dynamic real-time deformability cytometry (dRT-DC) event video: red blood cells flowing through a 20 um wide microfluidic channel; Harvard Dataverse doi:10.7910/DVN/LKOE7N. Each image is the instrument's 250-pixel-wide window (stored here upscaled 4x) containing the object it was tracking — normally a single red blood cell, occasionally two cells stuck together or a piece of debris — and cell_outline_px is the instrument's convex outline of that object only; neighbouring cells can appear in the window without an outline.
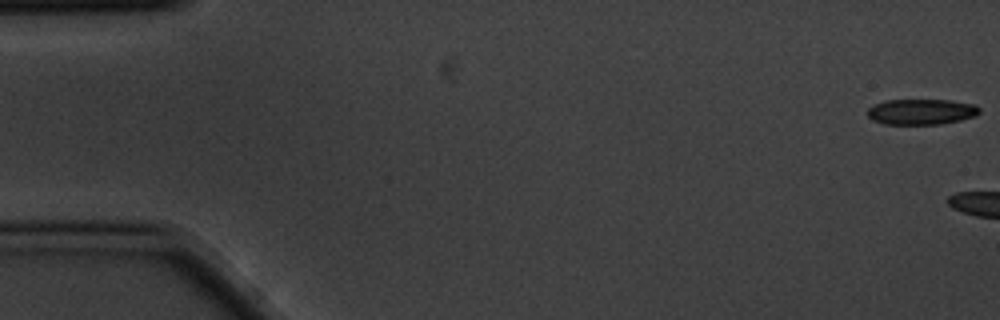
{"species": "common noctule bat (a hibernating species)", "species_latin": "Nyctalus noctula", "temperature_condition": "cold", "stored_images_in_passage": 5, "camera_frame_rate_fps": 3000, "um_per_image_px": 0.085, "animal": {"sex": "male", "body_mass_g": 20.1, "forearm_length_mm": 53.5}, "frame": {"image": 1, "passage_image": 1, "time_ms": 0.0, "image_size_px": [1000, 320], "cell_outline_px": [[980, 112], [972, 116], [960, 120], [940, 124], [884, 124], [872, 120], [868, 116], [868, 108], [884, 100], [948, 100], [976, 104], [980, 108]], "centroid_in_image_um": [78.3, 9.49], "position_along_channel_um": 6.7, "area_um2": 16.65}}